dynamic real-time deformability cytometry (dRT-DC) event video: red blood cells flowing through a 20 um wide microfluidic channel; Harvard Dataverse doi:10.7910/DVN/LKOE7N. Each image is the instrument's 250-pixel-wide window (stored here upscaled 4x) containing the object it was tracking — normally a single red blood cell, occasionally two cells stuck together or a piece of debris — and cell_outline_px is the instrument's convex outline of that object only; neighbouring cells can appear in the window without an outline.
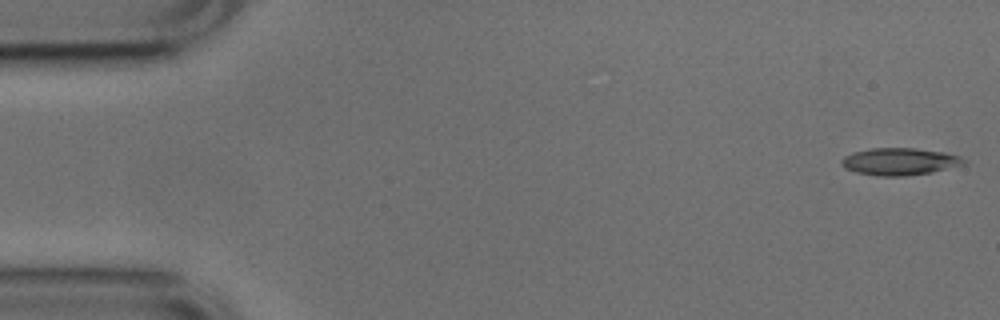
{"species": "common noctule bat (a hibernating species)", "species_latin": "Nyctalus noctula", "temperature_condition": "cold", "stored_images_in_passage": 49, "camera_frame_rate_fps": 3000, "um_per_image_px": 0.085, "animal": {"sex": "male", "body_mass_g": 17.9, "forearm_length_mm": 54.2}, "frame": {"image": 1, "passage_image": 1, "time_ms": 0.0, "image_size_px": [1000, 320], "cell_outline_px": [[968, 160], [964, 164], [932, 172], [904, 176], [880, 176], [856, 172], [844, 168], [840, 164], [840, 160], [844, 156], [852, 152], [872, 148], [916, 148], [944, 152], [960, 156]], "centroid_in_image_um": [76.45, 13.72], "position_along_channel_um": 8.5, "area_um2": 19.48}}
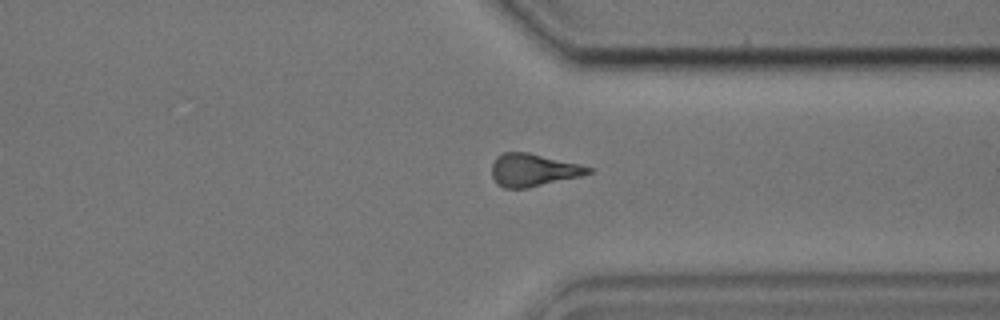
{"frame": {"image": 2, "passage_image": 39, "time_ms": 12.667, "image_size_px": [1000, 320], "cell_outline_px": [[592, 172], [580, 176], [528, 188], [504, 188], [496, 184], [492, 176], [492, 164], [496, 156], [504, 152], [528, 152], [580, 164], [592, 168]], "centroid_in_image_um": [45.29, 14.45], "position_along_channel_um": 366.1, "area_um2": 18.38}}
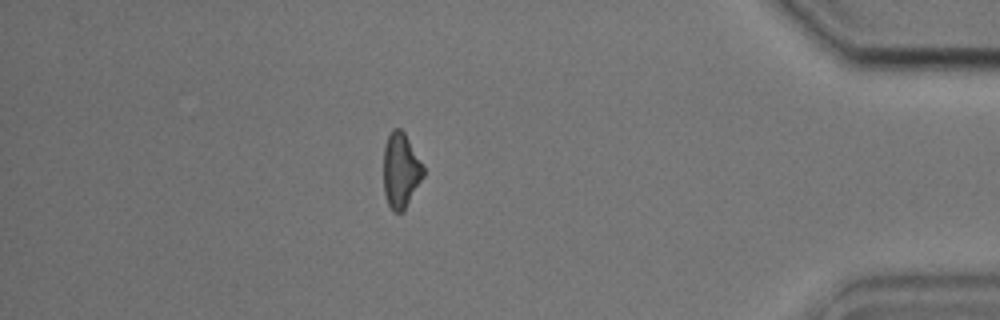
{"frame": {"image": 3, "passage_image": 45, "time_ms": 14.667, "image_size_px": [1000, 320], "cell_outline_px": [[424, 176], [404, 212], [392, 212], [388, 204], [384, 192], [384, 144], [392, 128], [400, 128], [404, 132], [424, 168]], "centroid_in_image_um": [34.06, 14.52], "position_along_channel_um": 401.1, "area_um2": 17.46}, "authors_computed_cell_mechanics": {"area_um2": 18.9584, "velocity_mm_per_s": 3.7941, "shape_relaxation_time_tau1_ms": 7.0706, "shape_relaxation_time_tau2_ms": 3.4319, "deformation_change_tau1": 0.1778, "deformation_change_tau2": 0.1394}}